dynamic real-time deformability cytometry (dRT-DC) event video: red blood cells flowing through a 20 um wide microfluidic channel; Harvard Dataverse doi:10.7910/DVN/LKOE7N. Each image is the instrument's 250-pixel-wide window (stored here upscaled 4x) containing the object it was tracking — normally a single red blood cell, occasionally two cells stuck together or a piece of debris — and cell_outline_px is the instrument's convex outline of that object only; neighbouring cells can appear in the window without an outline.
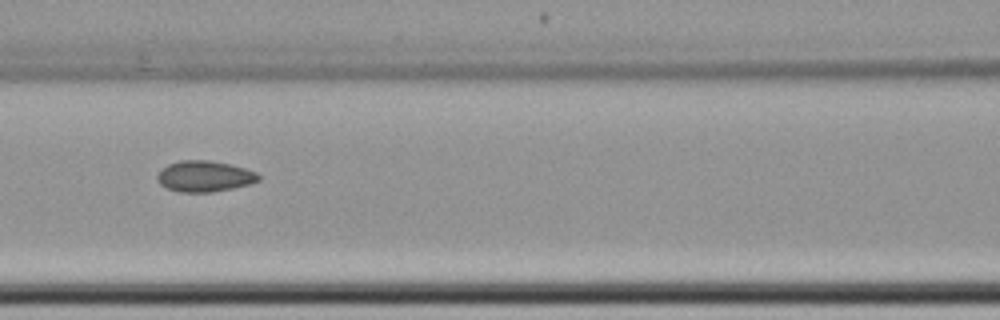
{"species": "common noctule bat (a hibernating species)", "species_latin": "Nyctalus noctula", "temperature_condition": "cold", "stored_images_in_passage": 6, "camera_frame_rate_fps": 3000, "um_per_image_px": 0.085, "animal": {"sex": "female", "body_mass_g": 22.7, "forearm_length_mm": 54.2}, "frame": {"image": 1, "passage_image": 5, "time_ms": 5.667, "image_size_px": [1000, 320], "cell_outline_px": [[260, 180], [248, 184], [232, 188], [212, 192], [180, 192], [168, 188], [160, 184], [156, 180], [156, 176], [168, 164], [180, 160], [208, 160], [228, 164], [244, 168], [256, 172], [260, 176]], "centroid_in_image_um": [17.37, 14.98], "position_along_channel_um": 149.2, "area_um2": 18.09}}
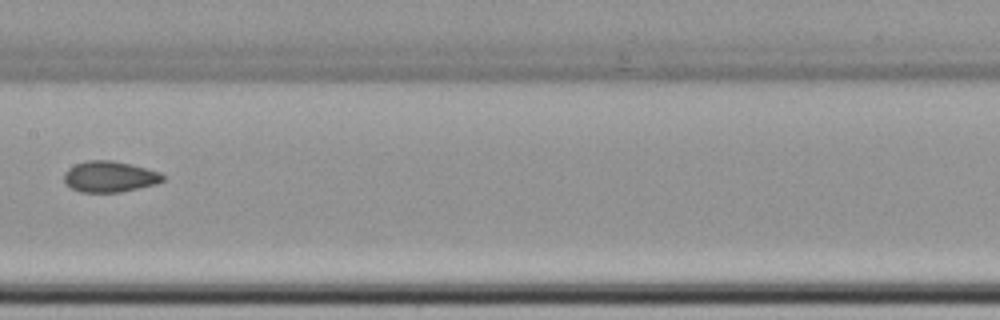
{"frame": {"image": 2, "passage_image": 6, "time_ms": 7.0, "image_size_px": [1000, 320], "cell_outline_px": [[164, 180], [156, 184], [120, 192], [80, 192], [72, 188], [64, 180], [64, 172], [68, 168], [76, 164], [88, 160], [112, 160], [132, 164], [160, 172], [164, 176]], "centroid_in_image_um": [9.33, 15.01], "position_along_channel_um": 198.1, "area_um2": 17.8}}